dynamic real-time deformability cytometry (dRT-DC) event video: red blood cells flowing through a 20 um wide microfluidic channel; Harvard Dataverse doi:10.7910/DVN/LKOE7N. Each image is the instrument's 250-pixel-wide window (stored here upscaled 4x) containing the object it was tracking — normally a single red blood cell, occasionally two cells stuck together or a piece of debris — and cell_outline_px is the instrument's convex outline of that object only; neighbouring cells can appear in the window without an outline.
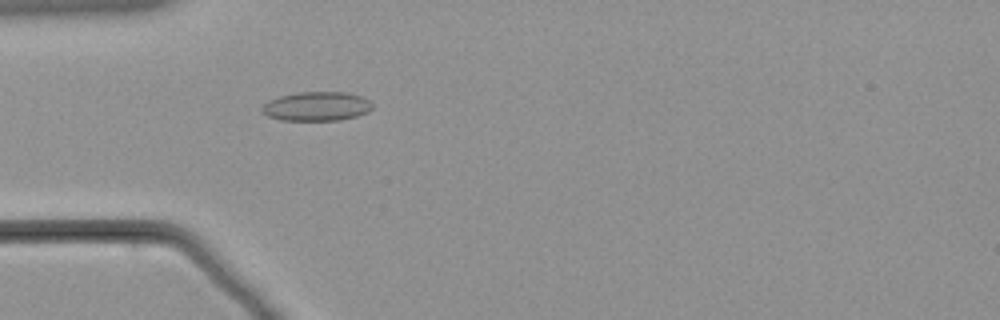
{"species": "common noctule bat (a hibernating species)", "species_latin": "Nyctalus noctula", "temperature_condition": "warm", "stored_images_in_passage": 38, "camera_frame_rate_fps": 3000, "um_per_image_px": 0.085, "animal": {"sex": "male", "body_mass_g": 21.5, "forearm_length_mm": 52.0}, "frame": {"image": 1, "passage_image": 2, "time_ms": 0.333, "image_size_px": [1000, 320], "cell_outline_px": [[372, 108], [368, 112], [356, 116], [340, 120], [280, 120], [268, 116], [260, 112], [260, 108], [268, 100], [280, 96], [296, 92], [348, 92], [360, 96], [368, 100], [372, 104]], "centroid_in_image_um": [26.88, 9.03], "position_along_channel_um": 58.1, "area_um2": 18.84}}
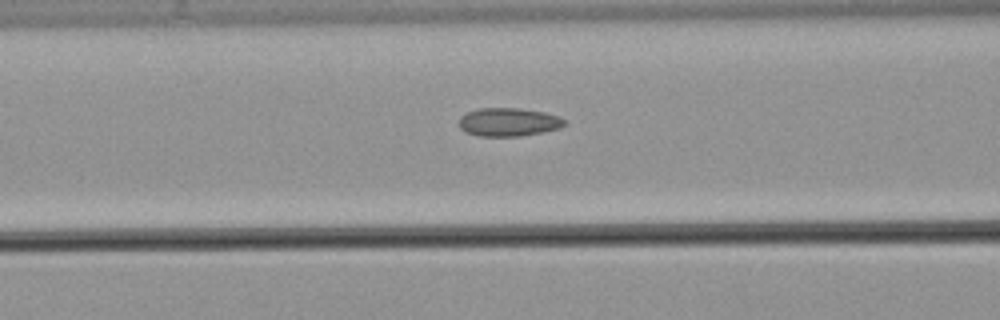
{"frame": {"image": 2, "passage_image": 8, "time_ms": 2.333, "image_size_px": [1000, 320], "cell_outline_px": [[568, 120], [560, 128], [520, 136], [480, 136], [468, 132], [460, 128], [460, 116], [468, 112], [480, 108], [520, 108], [544, 112]], "centroid_in_image_um": [43.24, 10.37], "position_along_channel_um": 123.4, "area_um2": 17.22}}
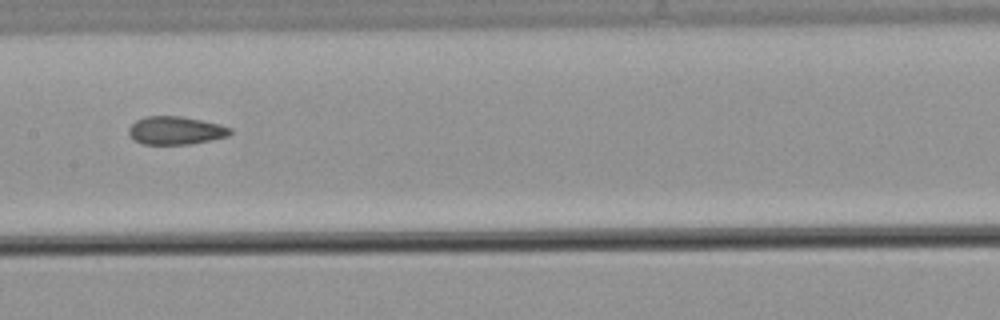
{"frame": {"image": 3, "passage_image": 14, "time_ms": 4.333, "image_size_px": [1000, 320], "cell_outline_px": [[232, 132], [228, 136], [212, 140], [188, 144], [144, 144], [128, 136], [128, 128], [136, 120], [144, 116], [180, 116], [220, 124], [232, 128]], "centroid_in_image_um": [14.93, 11.09], "position_along_channel_um": 192.5, "area_um2": 16.65}}